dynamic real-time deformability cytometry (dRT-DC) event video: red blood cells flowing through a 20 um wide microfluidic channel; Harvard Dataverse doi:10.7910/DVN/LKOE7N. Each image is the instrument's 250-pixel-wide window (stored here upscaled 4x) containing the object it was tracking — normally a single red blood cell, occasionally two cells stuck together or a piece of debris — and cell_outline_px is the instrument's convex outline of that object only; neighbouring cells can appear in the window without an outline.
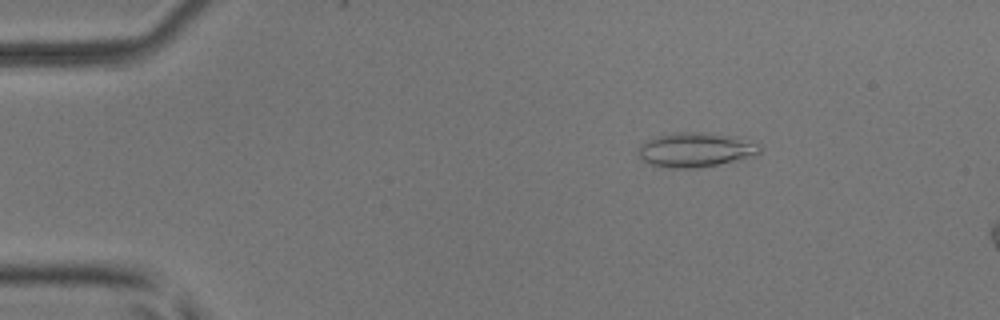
{"species": "common noctule bat (a hibernating species)", "species_latin": "Nyctalus noctula", "temperature_condition": "room temperature", "stored_images_in_passage": 15, "camera_frame_rate_fps": 3000, "um_per_image_px": 0.085, "animal": {"sex": "male", "body_mass_g": 17.9, "forearm_length_mm": 54.2}, "frame": {"image": 1, "passage_image": 9, "time_ms": 2.667, "image_size_px": [1000, 320], "cell_outline_px": [[764, 148], [756, 156], [700, 168], [672, 168], [648, 164], [636, 152], [636, 148], [644, 140], [656, 136], [676, 132], [704, 132], [740, 136], [760, 144]], "centroid_in_image_um": [59.16, 12.72], "position_along_channel_um": 25.8, "area_um2": 25.14}}